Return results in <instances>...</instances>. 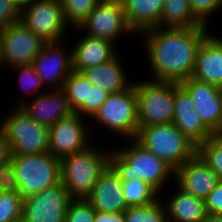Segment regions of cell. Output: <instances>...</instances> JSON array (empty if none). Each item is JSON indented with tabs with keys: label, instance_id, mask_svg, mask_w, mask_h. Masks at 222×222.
I'll use <instances>...</instances> for the list:
<instances>
[{
	"label": "cell",
	"instance_id": "cell-4",
	"mask_svg": "<svg viewBox=\"0 0 222 222\" xmlns=\"http://www.w3.org/2000/svg\"><path fill=\"white\" fill-rule=\"evenodd\" d=\"M134 139L174 170L197 155V146L174 123L138 127Z\"/></svg>",
	"mask_w": 222,
	"mask_h": 222
},
{
	"label": "cell",
	"instance_id": "cell-18",
	"mask_svg": "<svg viewBox=\"0 0 222 222\" xmlns=\"http://www.w3.org/2000/svg\"><path fill=\"white\" fill-rule=\"evenodd\" d=\"M174 179L177 183L176 188L178 186L184 192L203 201L220 181L218 176L198 155L178 167L175 170Z\"/></svg>",
	"mask_w": 222,
	"mask_h": 222
},
{
	"label": "cell",
	"instance_id": "cell-30",
	"mask_svg": "<svg viewBox=\"0 0 222 222\" xmlns=\"http://www.w3.org/2000/svg\"><path fill=\"white\" fill-rule=\"evenodd\" d=\"M100 0H60L67 24L74 28L86 19Z\"/></svg>",
	"mask_w": 222,
	"mask_h": 222
},
{
	"label": "cell",
	"instance_id": "cell-13",
	"mask_svg": "<svg viewBox=\"0 0 222 222\" xmlns=\"http://www.w3.org/2000/svg\"><path fill=\"white\" fill-rule=\"evenodd\" d=\"M84 118L76 113L48 127L51 134L50 153L61 159L90 146V132Z\"/></svg>",
	"mask_w": 222,
	"mask_h": 222
},
{
	"label": "cell",
	"instance_id": "cell-12",
	"mask_svg": "<svg viewBox=\"0 0 222 222\" xmlns=\"http://www.w3.org/2000/svg\"><path fill=\"white\" fill-rule=\"evenodd\" d=\"M71 201L66 188L60 182L25 199L21 219L23 222H65Z\"/></svg>",
	"mask_w": 222,
	"mask_h": 222
},
{
	"label": "cell",
	"instance_id": "cell-24",
	"mask_svg": "<svg viewBox=\"0 0 222 222\" xmlns=\"http://www.w3.org/2000/svg\"><path fill=\"white\" fill-rule=\"evenodd\" d=\"M164 203L168 222H201L207 213L205 202L179 187Z\"/></svg>",
	"mask_w": 222,
	"mask_h": 222
},
{
	"label": "cell",
	"instance_id": "cell-3",
	"mask_svg": "<svg viewBox=\"0 0 222 222\" xmlns=\"http://www.w3.org/2000/svg\"><path fill=\"white\" fill-rule=\"evenodd\" d=\"M106 150L92 144L60 159L61 183L72 200H86L89 197L100 174L109 165L111 152Z\"/></svg>",
	"mask_w": 222,
	"mask_h": 222
},
{
	"label": "cell",
	"instance_id": "cell-5",
	"mask_svg": "<svg viewBox=\"0 0 222 222\" xmlns=\"http://www.w3.org/2000/svg\"><path fill=\"white\" fill-rule=\"evenodd\" d=\"M22 201L61 182L60 159L51 153L12 156Z\"/></svg>",
	"mask_w": 222,
	"mask_h": 222
},
{
	"label": "cell",
	"instance_id": "cell-29",
	"mask_svg": "<svg viewBox=\"0 0 222 222\" xmlns=\"http://www.w3.org/2000/svg\"><path fill=\"white\" fill-rule=\"evenodd\" d=\"M158 198L145 206L128 207L124 212L125 222H168L164 202Z\"/></svg>",
	"mask_w": 222,
	"mask_h": 222
},
{
	"label": "cell",
	"instance_id": "cell-2",
	"mask_svg": "<svg viewBox=\"0 0 222 222\" xmlns=\"http://www.w3.org/2000/svg\"><path fill=\"white\" fill-rule=\"evenodd\" d=\"M132 140L131 145L111 151L109 165L122 181L139 177L160 194L167 182L174 176L175 170L135 139ZM171 175L172 177H170Z\"/></svg>",
	"mask_w": 222,
	"mask_h": 222
},
{
	"label": "cell",
	"instance_id": "cell-25",
	"mask_svg": "<svg viewBox=\"0 0 222 222\" xmlns=\"http://www.w3.org/2000/svg\"><path fill=\"white\" fill-rule=\"evenodd\" d=\"M202 25L193 15L189 0H164V8L157 27L190 28Z\"/></svg>",
	"mask_w": 222,
	"mask_h": 222
},
{
	"label": "cell",
	"instance_id": "cell-21",
	"mask_svg": "<svg viewBox=\"0 0 222 222\" xmlns=\"http://www.w3.org/2000/svg\"><path fill=\"white\" fill-rule=\"evenodd\" d=\"M115 43L103 38L83 35L72 49L73 71L97 66L112 60L118 52Z\"/></svg>",
	"mask_w": 222,
	"mask_h": 222
},
{
	"label": "cell",
	"instance_id": "cell-9",
	"mask_svg": "<svg viewBox=\"0 0 222 222\" xmlns=\"http://www.w3.org/2000/svg\"><path fill=\"white\" fill-rule=\"evenodd\" d=\"M20 21L45 43L61 42L68 28L60 0L25 2Z\"/></svg>",
	"mask_w": 222,
	"mask_h": 222
},
{
	"label": "cell",
	"instance_id": "cell-33",
	"mask_svg": "<svg viewBox=\"0 0 222 222\" xmlns=\"http://www.w3.org/2000/svg\"><path fill=\"white\" fill-rule=\"evenodd\" d=\"M108 95L109 93L104 89L95 85H89L88 102H84L74 113L81 117L83 116V118L88 115V118L92 119Z\"/></svg>",
	"mask_w": 222,
	"mask_h": 222
},
{
	"label": "cell",
	"instance_id": "cell-23",
	"mask_svg": "<svg viewBox=\"0 0 222 222\" xmlns=\"http://www.w3.org/2000/svg\"><path fill=\"white\" fill-rule=\"evenodd\" d=\"M128 25L135 33L157 27L164 0H121Z\"/></svg>",
	"mask_w": 222,
	"mask_h": 222
},
{
	"label": "cell",
	"instance_id": "cell-32",
	"mask_svg": "<svg viewBox=\"0 0 222 222\" xmlns=\"http://www.w3.org/2000/svg\"><path fill=\"white\" fill-rule=\"evenodd\" d=\"M12 68L15 69V71L16 70L18 71L17 75L19 77L18 78L20 81L19 83L23 87L25 95H27V94L29 95L32 93H34V95H35V93H37L39 95L44 92V91H42V88H44L42 86H44V85L42 84L41 79L38 76L33 64L15 66ZM30 92H32V93H30Z\"/></svg>",
	"mask_w": 222,
	"mask_h": 222
},
{
	"label": "cell",
	"instance_id": "cell-8",
	"mask_svg": "<svg viewBox=\"0 0 222 222\" xmlns=\"http://www.w3.org/2000/svg\"><path fill=\"white\" fill-rule=\"evenodd\" d=\"M92 119L131 142L139 127L134 83L122 92L109 94Z\"/></svg>",
	"mask_w": 222,
	"mask_h": 222
},
{
	"label": "cell",
	"instance_id": "cell-39",
	"mask_svg": "<svg viewBox=\"0 0 222 222\" xmlns=\"http://www.w3.org/2000/svg\"><path fill=\"white\" fill-rule=\"evenodd\" d=\"M10 144L6 139L3 129L0 127V167L11 161Z\"/></svg>",
	"mask_w": 222,
	"mask_h": 222
},
{
	"label": "cell",
	"instance_id": "cell-1",
	"mask_svg": "<svg viewBox=\"0 0 222 222\" xmlns=\"http://www.w3.org/2000/svg\"><path fill=\"white\" fill-rule=\"evenodd\" d=\"M206 25L190 28L152 27L142 31L155 81L181 83L192 77L196 54L210 34ZM142 34V35H141Z\"/></svg>",
	"mask_w": 222,
	"mask_h": 222
},
{
	"label": "cell",
	"instance_id": "cell-41",
	"mask_svg": "<svg viewBox=\"0 0 222 222\" xmlns=\"http://www.w3.org/2000/svg\"><path fill=\"white\" fill-rule=\"evenodd\" d=\"M201 222H222V215L207 214Z\"/></svg>",
	"mask_w": 222,
	"mask_h": 222
},
{
	"label": "cell",
	"instance_id": "cell-17",
	"mask_svg": "<svg viewBox=\"0 0 222 222\" xmlns=\"http://www.w3.org/2000/svg\"><path fill=\"white\" fill-rule=\"evenodd\" d=\"M172 123L197 147L214 134L195 110L189 94L176 82Z\"/></svg>",
	"mask_w": 222,
	"mask_h": 222
},
{
	"label": "cell",
	"instance_id": "cell-31",
	"mask_svg": "<svg viewBox=\"0 0 222 222\" xmlns=\"http://www.w3.org/2000/svg\"><path fill=\"white\" fill-rule=\"evenodd\" d=\"M23 201L18 192H0V222H15L22 217Z\"/></svg>",
	"mask_w": 222,
	"mask_h": 222
},
{
	"label": "cell",
	"instance_id": "cell-40",
	"mask_svg": "<svg viewBox=\"0 0 222 222\" xmlns=\"http://www.w3.org/2000/svg\"><path fill=\"white\" fill-rule=\"evenodd\" d=\"M94 222H125L124 212L109 214L95 211Z\"/></svg>",
	"mask_w": 222,
	"mask_h": 222
},
{
	"label": "cell",
	"instance_id": "cell-28",
	"mask_svg": "<svg viewBox=\"0 0 222 222\" xmlns=\"http://www.w3.org/2000/svg\"><path fill=\"white\" fill-rule=\"evenodd\" d=\"M197 155L222 180V133L213 134L200 144Z\"/></svg>",
	"mask_w": 222,
	"mask_h": 222
},
{
	"label": "cell",
	"instance_id": "cell-14",
	"mask_svg": "<svg viewBox=\"0 0 222 222\" xmlns=\"http://www.w3.org/2000/svg\"><path fill=\"white\" fill-rule=\"evenodd\" d=\"M189 94L204 124L214 133H222V88L194 78L179 83Z\"/></svg>",
	"mask_w": 222,
	"mask_h": 222
},
{
	"label": "cell",
	"instance_id": "cell-27",
	"mask_svg": "<svg viewBox=\"0 0 222 222\" xmlns=\"http://www.w3.org/2000/svg\"><path fill=\"white\" fill-rule=\"evenodd\" d=\"M89 79L80 72L73 71L63 83L62 89L68 99L71 109L75 112L84 102H88Z\"/></svg>",
	"mask_w": 222,
	"mask_h": 222
},
{
	"label": "cell",
	"instance_id": "cell-38",
	"mask_svg": "<svg viewBox=\"0 0 222 222\" xmlns=\"http://www.w3.org/2000/svg\"><path fill=\"white\" fill-rule=\"evenodd\" d=\"M208 214L222 215V180L204 200Z\"/></svg>",
	"mask_w": 222,
	"mask_h": 222
},
{
	"label": "cell",
	"instance_id": "cell-11",
	"mask_svg": "<svg viewBox=\"0 0 222 222\" xmlns=\"http://www.w3.org/2000/svg\"><path fill=\"white\" fill-rule=\"evenodd\" d=\"M77 29H85L86 35L113 43H117L122 34H136L127 23L121 0H100Z\"/></svg>",
	"mask_w": 222,
	"mask_h": 222
},
{
	"label": "cell",
	"instance_id": "cell-26",
	"mask_svg": "<svg viewBox=\"0 0 222 222\" xmlns=\"http://www.w3.org/2000/svg\"><path fill=\"white\" fill-rule=\"evenodd\" d=\"M123 195L127 207H138L152 204L159 198V194L152 186L139 177L122 181Z\"/></svg>",
	"mask_w": 222,
	"mask_h": 222
},
{
	"label": "cell",
	"instance_id": "cell-7",
	"mask_svg": "<svg viewBox=\"0 0 222 222\" xmlns=\"http://www.w3.org/2000/svg\"><path fill=\"white\" fill-rule=\"evenodd\" d=\"M133 83L137 94L138 126L172 123L175 82L147 79Z\"/></svg>",
	"mask_w": 222,
	"mask_h": 222
},
{
	"label": "cell",
	"instance_id": "cell-35",
	"mask_svg": "<svg viewBox=\"0 0 222 222\" xmlns=\"http://www.w3.org/2000/svg\"><path fill=\"white\" fill-rule=\"evenodd\" d=\"M194 17L203 25L208 26V17L222 7V0H189Z\"/></svg>",
	"mask_w": 222,
	"mask_h": 222
},
{
	"label": "cell",
	"instance_id": "cell-10",
	"mask_svg": "<svg viewBox=\"0 0 222 222\" xmlns=\"http://www.w3.org/2000/svg\"><path fill=\"white\" fill-rule=\"evenodd\" d=\"M44 43L20 20L0 28L1 66L12 68L33 64Z\"/></svg>",
	"mask_w": 222,
	"mask_h": 222
},
{
	"label": "cell",
	"instance_id": "cell-34",
	"mask_svg": "<svg viewBox=\"0 0 222 222\" xmlns=\"http://www.w3.org/2000/svg\"><path fill=\"white\" fill-rule=\"evenodd\" d=\"M95 210L86 200L69 203L65 222H94Z\"/></svg>",
	"mask_w": 222,
	"mask_h": 222
},
{
	"label": "cell",
	"instance_id": "cell-6",
	"mask_svg": "<svg viewBox=\"0 0 222 222\" xmlns=\"http://www.w3.org/2000/svg\"><path fill=\"white\" fill-rule=\"evenodd\" d=\"M12 156L50 153L51 134L48 127L36 122L20 107L8 113L1 121Z\"/></svg>",
	"mask_w": 222,
	"mask_h": 222
},
{
	"label": "cell",
	"instance_id": "cell-19",
	"mask_svg": "<svg viewBox=\"0 0 222 222\" xmlns=\"http://www.w3.org/2000/svg\"><path fill=\"white\" fill-rule=\"evenodd\" d=\"M122 187V180L119 175L108 165L100 174L86 201L95 211L109 214L125 212L128 207Z\"/></svg>",
	"mask_w": 222,
	"mask_h": 222
},
{
	"label": "cell",
	"instance_id": "cell-36",
	"mask_svg": "<svg viewBox=\"0 0 222 222\" xmlns=\"http://www.w3.org/2000/svg\"><path fill=\"white\" fill-rule=\"evenodd\" d=\"M21 5L15 0H0V28L20 20Z\"/></svg>",
	"mask_w": 222,
	"mask_h": 222
},
{
	"label": "cell",
	"instance_id": "cell-15",
	"mask_svg": "<svg viewBox=\"0 0 222 222\" xmlns=\"http://www.w3.org/2000/svg\"><path fill=\"white\" fill-rule=\"evenodd\" d=\"M60 42L44 43L33 65L43 85L52 89L62 88L66 78L73 72L72 50L60 47Z\"/></svg>",
	"mask_w": 222,
	"mask_h": 222
},
{
	"label": "cell",
	"instance_id": "cell-43",
	"mask_svg": "<svg viewBox=\"0 0 222 222\" xmlns=\"http://www.w3.org/2000/svg\"><path fill=\"white\" fill-rule=\"evenodd\" d=\"M15 222H23V221H22V219H19V220L15 221Z\"/></svg>",
	"mask_w": 222,
	"mask_h": 222
},
{
	"label": "cell",
	"instance_id": "cell-16",
	"mask_svg": "<svg viewBox=\"0 0 222 222\" xmlns=\"http://www.w3.org/2000/svg\"><path fill=\"white\" fill-rule=\"evenodd\" d=\"M48 91L44 90L43 93L30 101L22 98L21 101H18L17 107H20L36 122L50 127L59 120L71 116L74 111L71 109L62 88H51Z\"/></svg>",
	"mask_w": 222,
	"mask_h": 222
},
{
	"label": "cell",
	"instance_id": "cell-22",
	"mask_svg": "<svg viewBox=\"0 0 222 222\" xmlns=\"http://www.w3.org/2000/svg\"><path fill=\"white\" fill-rule=\"evenodd\" d=\"M119 54L112 60L84 69L81 74L91 83L104 89L109 94L119 93L129 88L133 82L127 81L126 71L120 63ZM124 68V69H123Z\"/></svg>",
	"mask_w": 222,
	"mask_h": 222
},
{
	"label": "cell",
	"instance_id": "cell-37",
	"mask_svg": "<svg viewBox=\"0 0 222 222\" xmlns=\"http://www.w3.org/2000/svg\"><path fill=\"white\" fill-rule=\"evenodd\" d=\"M0 192H18V183L13 163L0 167Z\"/></svg>",
	"mask_w": 222,
	"mask_h": 222
},
{
	"label": "cell",
	"instance_id": "cell-20",
	"mask_svg": "<svg viewBox=\"0 0 222 222\" xmlns=\"http://www.w3.org/2000/svg\"><path fill=\"white\" fill-rule=\"evenodd\" d=\"M192 78L222 88V39L210 33L196 54Z\"/></svg>",
	"mask_w": 222,
	"mask_h": 222
},
{
	"label": "cell",
	"instance_id": "cell-42",
	"mask_svg": "<svg viewBox=\"0 0 222 222\" xmlns=\"http://www.w3.org/2000/svg\"><path fill=\"white\" fill-rule=\"evenodd\" d=\"M15 1L18 2L20 5H23L25 2L29 0H15Z\"/></svg>",
	"mask_w": 222,
	"mask_h": 222
}]
</instances>
